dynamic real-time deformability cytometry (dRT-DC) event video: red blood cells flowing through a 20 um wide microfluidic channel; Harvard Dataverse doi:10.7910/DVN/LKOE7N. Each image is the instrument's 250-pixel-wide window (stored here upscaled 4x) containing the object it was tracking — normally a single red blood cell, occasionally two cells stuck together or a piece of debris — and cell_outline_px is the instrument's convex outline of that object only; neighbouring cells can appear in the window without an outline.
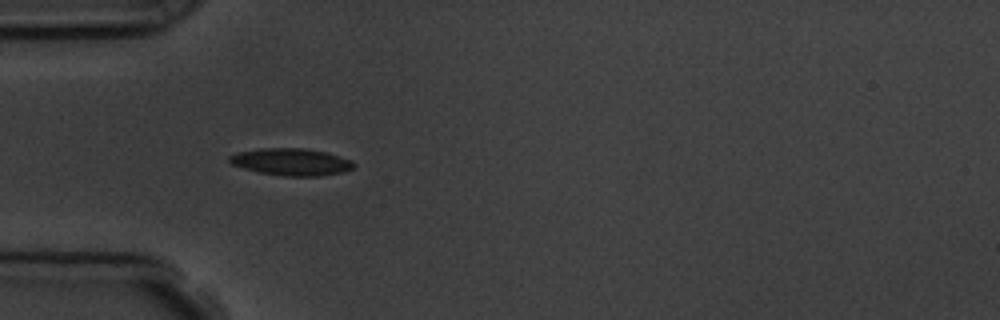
{"species": "common noctule bat (a hibernating species)", "species_latin": "Nyctalus noctula", "temperature_condition": "room temperature", "stored_images_in_passage": 10, "camera_frame_rate_fps": 3000, "um_per_image_px": 0.085, "animal": {"sex": "male", "body_mass_g": 19.5, "forearm_length_mm": 54.6}, "frame": {"image": 1, "passage_image": 5, "time_ms": 4.333, "image_size_px": [1000, 320], "cell_outline_px": [[356, 164], [352, 168], [344, 172], [320, 176], [284, 176], [260, 172], [244, 168], [232, 164], [228, 160], [228, 156], [236, 152], [260, 148], [304, 148], [328, 152], [352, 160]], "centroid_in_image_um": [24.78, 13.75], "position_along_channel_um": 60.2, "area_um2": 19.77}}
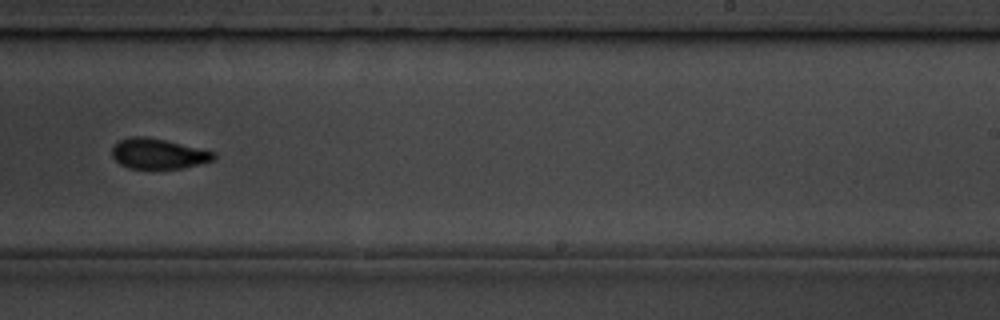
{"frame": {"image": 2, "passage_image": 10, "time_ms": 10.0, "image_size_px": [1000, 320], "cell_outline_px": [[216, 156], [212, 160], [184, 168], [128, 168], [120, 164], [112, 156], [112, 148], [120, 140], [128, 136], [144, 136], [164, 140], [216, 152]], "centroid_in_image_um": [13.43, 13.06], "position_along_channel_um": 275.6, "area_um2": 17.74}}